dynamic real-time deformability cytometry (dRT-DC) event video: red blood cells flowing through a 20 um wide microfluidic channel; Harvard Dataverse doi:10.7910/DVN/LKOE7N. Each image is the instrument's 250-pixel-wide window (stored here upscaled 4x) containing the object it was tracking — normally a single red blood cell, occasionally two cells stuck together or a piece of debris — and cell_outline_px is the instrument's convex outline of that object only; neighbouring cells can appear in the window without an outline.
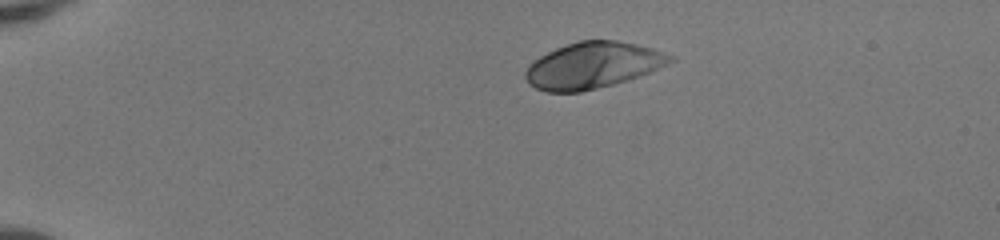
{"species": "human", "species_latin": "Homo sapiens", "temperature_condition": "room temperature", "stored_images_in_passage": 40, "camera_frame_rate_fps": 3000, "um_per_image_px": 0.085, "donor": {"sex": "female"}, "frame": {"image": 1, "passage_image": 1, "time_ms": 0.0, "image_size_px": [1000, 240], "cell_outline_px": [[676, 60], [648, 72], [612, 84], [580, 92], [544, 92], [528, 84], [524, 76], [524, 72], [528, 64], [540, 56], [556, 48], [580, 40], [616, 40], [636, 44], [652, 48], [676, 56]], "centroid_in_image_um": [50.35, 5.55], "position_along_channel_um": 34.7, "area_um2": 38.78}}
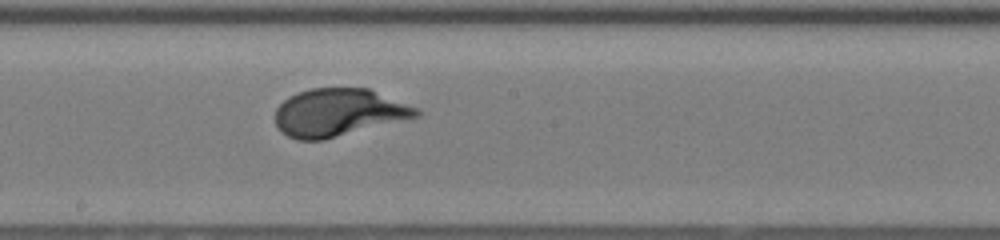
{"frame": {"image": 2, "passage_image": 20, "time_ms": 6.333, "image_size_px": [1000, 240], "cell_outline_px": [[420, 116], [324, 140], [296, 140], [280, 132], [276, 124], [276, 108], [288, 96], [296, 92], [312, 88], [368, 88], [416, 108], [420, 112]], "centroid_in_image_um": [28.73, 9.57], "position_along_channel_um": 219.5, "area_um2": 39.07}}
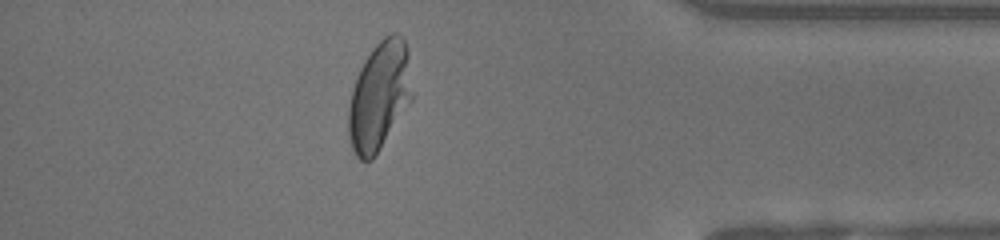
{"frame": {"image": 3, "passage_image": 35, "time_ms": 11.333, "image_size_px": [1000, 240], "cell_outline_px": [[412, 100], [372, 160], [360, 160], [356, 156], [352, 148], [348, 136], [348, 108], [352, 88], [356, 76], [364, 60], [372, 48], [384, 36], [392, 32], [396, 32], [404, 36], [408, 48], [412, 92]], "centroid_in_image_um": [32.24, 8.12], "position_along_channel_um": 403.0, "area_um2": 40.52}, "authors_computed_cell_mechanics": {"area_um2": 39.1884, "velocity_mm_per_s": 4.1422, "shape_relaxation_time_tau1_ms": 2.7007, "shape_relaxation_time_tau2_ms": null, "deformation_change_tau1": 0.1956, "deformation_change_tau2": null}}